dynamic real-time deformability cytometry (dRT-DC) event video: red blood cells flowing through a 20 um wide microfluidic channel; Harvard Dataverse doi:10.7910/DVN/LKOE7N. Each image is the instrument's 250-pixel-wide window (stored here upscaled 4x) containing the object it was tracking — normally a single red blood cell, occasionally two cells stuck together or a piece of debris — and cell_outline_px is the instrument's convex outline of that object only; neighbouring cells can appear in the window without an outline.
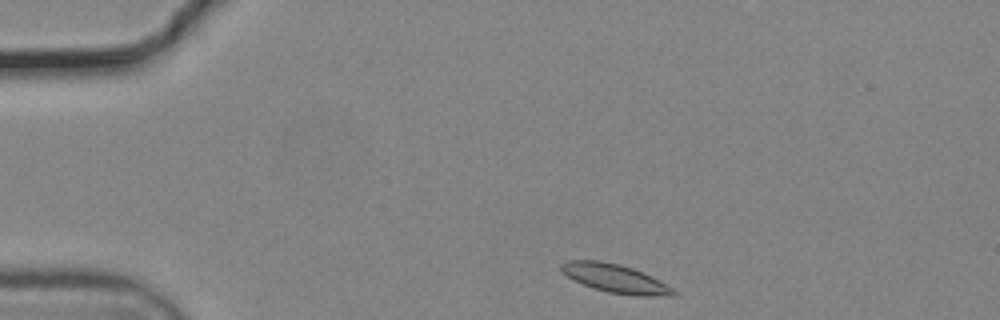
{"species": "common noctule bat (a hibernating species)", "species_latin": "Nyctalus noctula", "temperature_condition": "cold", "stored_images_in_passage": 39, "camera_frame_rate_fps": 3000, "um_per_image_px": 0.085, "animal": {"sex": "male", "body_mass_g": 19.2, "forearm_length_mm": 51.8}, "frame": {"image": 1, "passage_image": 1, "time_ms": 0.0, "image_size_px": [1000, 320], "cell_outline_px": [[680, 292], [676, 296], [636, 296], [608, 292], [592, 288], [568, 276], [560, 268], [560, 264], [568, 260], [600, 260], [620, 264], [632, 268], [652, 276]], "centroid_in_image_um": [52.36, 23.68], "position_along_channel_um": 32.6, "area_um2": 18.73}}
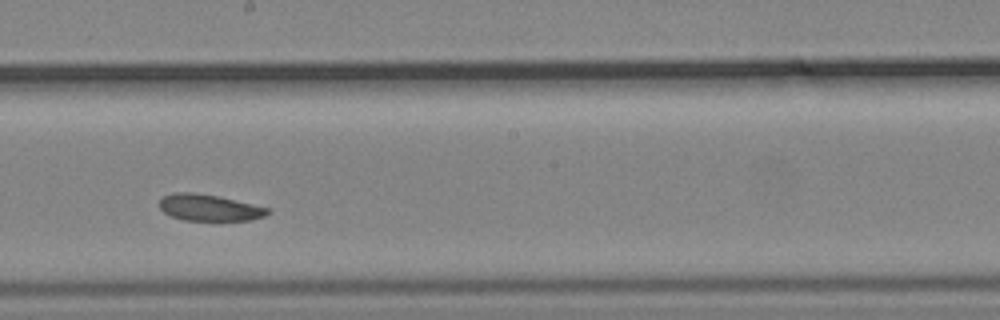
{"frame": {"image": 2, "passage_image": 22, "time_ms": 7.0, "image_size_px": [1000, 320], "cell_outline_px": [[272, 212], [264, 216], [252, 220], [184, 220], [172, 216], [164, 212], [160, 208], [160, 200], [164, 196], [172, 192], [192, 192], [216, 196], [252, 204], [268, 208]], "centroid_in_image_um": [17.78, 17.65], "position_along_channel_um": 230.4, "area_um2": 16.47}}
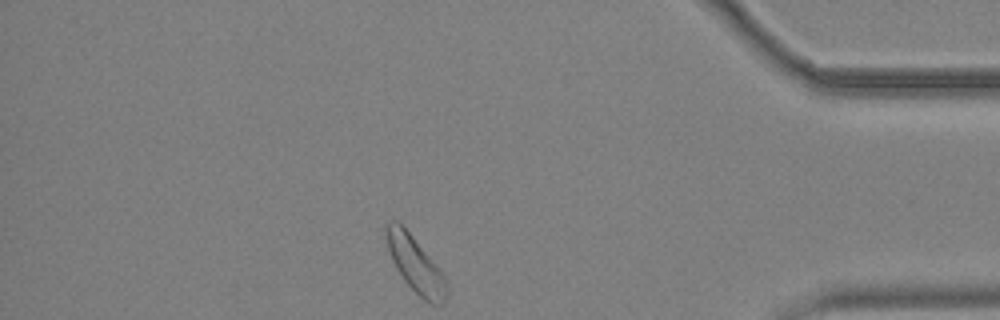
{"frame": {"image": 3, "passage_image": 39, "time_ms": 12.667, "image_size_px": [1000, 320], "cell_outline_px": [[448, 292], [444, 304], [432, 304], [424, 300], [404, 280], [396, 268], [392, 260], [388, 248], [384, 232], [384, 224], [392, 220], [396, 220], [412, 236], [444, 276], [448, 284]], "centroid_in_image_um": [35.29, 22.49], "position_along_channel_um": 399.9, "area_um2": 19.25}, "authors_computed_cell_mechanics": {"area_um2": 17.9758, "velocity_mm_per_s": 3.6336, "shape_relaxation_time_tau1_ms": 7.8277, "shape_relaxation_time_tau2_ms": null, "deformation_change_tau1": 0.1014, "deformation_change_tau2": null}}